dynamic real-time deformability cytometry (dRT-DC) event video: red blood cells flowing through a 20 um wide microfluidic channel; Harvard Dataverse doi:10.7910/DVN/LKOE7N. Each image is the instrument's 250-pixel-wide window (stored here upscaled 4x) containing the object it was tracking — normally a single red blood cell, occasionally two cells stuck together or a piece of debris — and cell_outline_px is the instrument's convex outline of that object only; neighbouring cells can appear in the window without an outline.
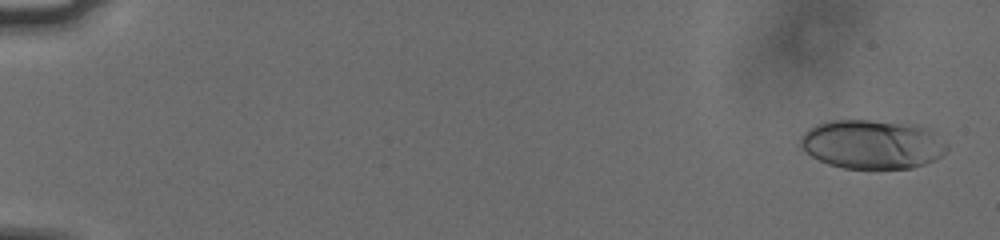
{"species": "human", "species_latin": "Homo sapiens", "temperature_condition": "cold", "stored_images_in_passage": 56, "camera_frame_rate_fps": 3000, "um_per_image_px": 0.085, "donor": {"sex": "male"}, "frame": {"image": 1, "passage_image": 2, "time_ms": 0.333, "image_size_px": [1000, 240], "cell_outline_px": [[948, 148], [940, 156], [924, 164], [912, 168], [844, 168], [828, 164], [812, 156], [800, 148], [800, 136], [808, 128], [816, 124], [832, 120], [868, 120], [900, 124], [924, 128], [932, 132]], "centroid_in_image_um": [74.03, 12.28], "position_along_channel_um": 11.0, "area_um2": 41.1}}
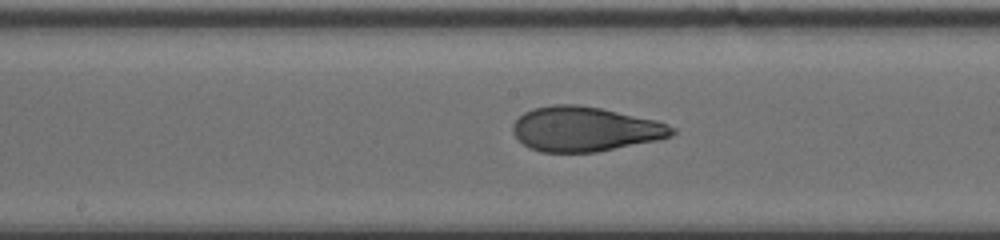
{"frame": {"image": 2, "passage_image": 31, "time_ms": 10.0, "image_size_px": [1000, 240], "cell_outline_px": [[676, 132], [672, 136], [660, 140], [596, 152], [540, 152], [528, 148], [512, 132], [512, 124], [524, 112], [532, 108], [552, 104], [576, 104], [600, 108], [656, 120], [668, 124], [676, 128]], "centroid_in_image_um": [49.74, 10.97], "position_along_channel_um": 198.5, "area_um2": 41.73}}
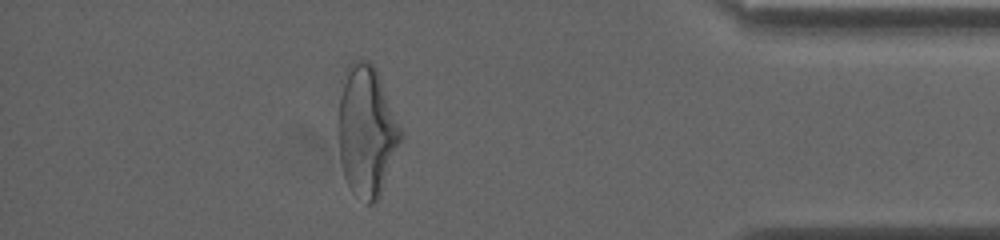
{"frame": {"image": 3, "passage_image": 50, "time_ms": 16.333, "image_size_px": [1000, 240], "cell_outline_px": [[404, 136], [380, 196], [372, 204], [368, 204], [352, 192], [344, 176], [340, 164], [336, 132], [336, 124], [340, 100], [348, 64], [352, 60], [368, 60], [376, 68], [404, 132]], "centroid_in_image_um": [31.17, 11.16], "position_along_channel_um": 404.0, "area_um2": 48.32}}